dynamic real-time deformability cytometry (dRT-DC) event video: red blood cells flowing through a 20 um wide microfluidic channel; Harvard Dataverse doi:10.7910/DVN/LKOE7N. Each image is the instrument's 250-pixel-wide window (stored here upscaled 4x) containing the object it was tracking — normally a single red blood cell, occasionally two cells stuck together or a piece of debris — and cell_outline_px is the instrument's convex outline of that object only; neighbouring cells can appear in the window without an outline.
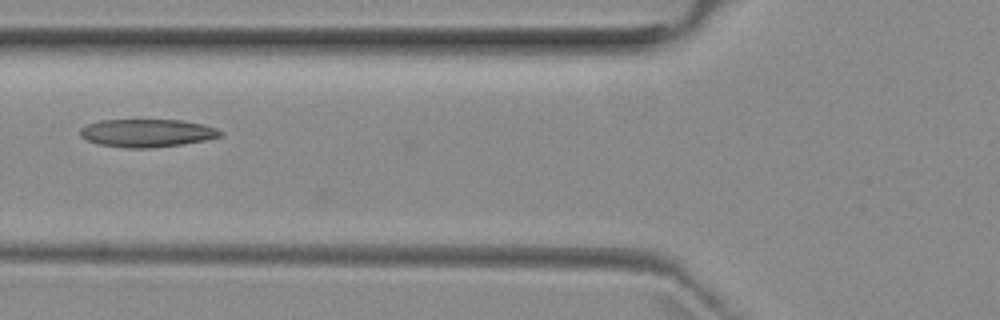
{"species": "common noctule bat (a hibernating species)", "species_latin": "Nyctalus noctula", "temperature_condition": "room temperature", "stored_images_in_passage": 38, "camera_frame_rate_fps": 3000, "um_per_image_px": 0.085, "animal": {"sex": "female", "body_mass_g": 29.2, "forearm_length_mm": 56.3}, "frame": {"image": 1, "passage_image": 10, "time_ms": 3.0, "image_size_px": [1000, 320], "cell_outline_px": [[224, 132], [220, 136], [204, 140], [180, 144], [152, 148], [128, 148], [100, 144], [88, 140], [80, 136], [80, 128], [88, 124], [100, 120], [184, 120], [204, 124], [216, 128]], "centroid_in_image_um": [12.51, 11.3], "position_along_channel_um": 113.3, "area_um2": 22.72}}
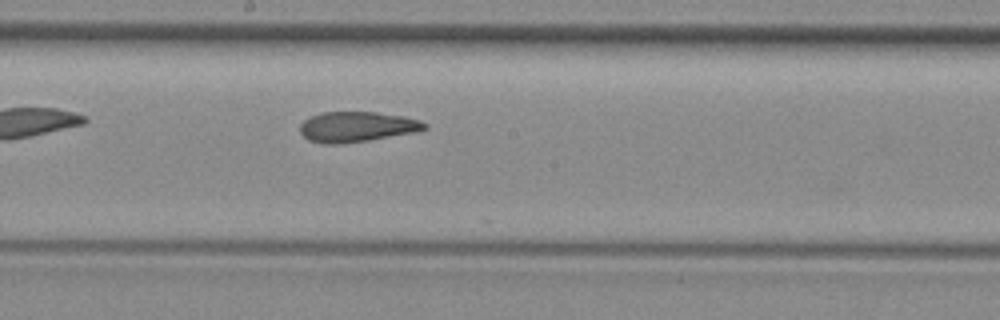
{"frame": {"image": 2, "passage_image": 18, "time_ms": 5.667, "image_size_px": [1000, 320], "cell_outline_px": [[428, 128], [412, 132], [368, 140], [340, 144], [324, 144], [308, 140], [300, 132], [300, 124], [304, 120], [312, 116], [324, 112], [376, 112], [404, 116], [420, 120], [428, 124]], "centroid_in_image_um": [30.32, 10.77], "position_along_channel_um": 217.9, "area_um2": 21.85}}
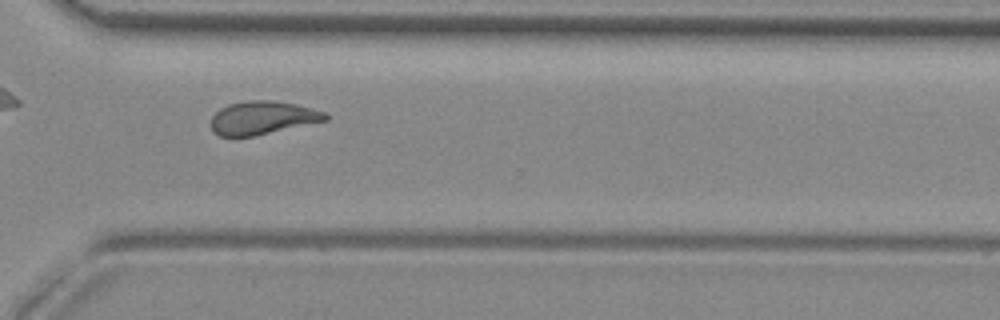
{"frame": {"image": 3, "passage_image": 28, "time_ms": 9.0, "image_size_px": [1000, 320], "cell_outline_px": [[328, 120], [256, 136], [220, 136], [212, 132], [212, 116], [220, 108], [228, 104], [248, 100], [272, 100], [296, 104], [312, 108], [324, 112], [328, 116]], "centroid_in_image_um": [22.32, 10.01], "position_along_channel_um": 348.3, "area_um2": 22.25}, "authors_computed_cell_mechanics": {"area_um2": 22.1374, "velocity_mm_per_s": 3.9058, "shape_relaxation_time_tau1_ms": null, "shape_relaxation_time_tau2_ms": 9.4574, "deformation_change_tau1": null, "deformation_change_tau2": 0.1579}}